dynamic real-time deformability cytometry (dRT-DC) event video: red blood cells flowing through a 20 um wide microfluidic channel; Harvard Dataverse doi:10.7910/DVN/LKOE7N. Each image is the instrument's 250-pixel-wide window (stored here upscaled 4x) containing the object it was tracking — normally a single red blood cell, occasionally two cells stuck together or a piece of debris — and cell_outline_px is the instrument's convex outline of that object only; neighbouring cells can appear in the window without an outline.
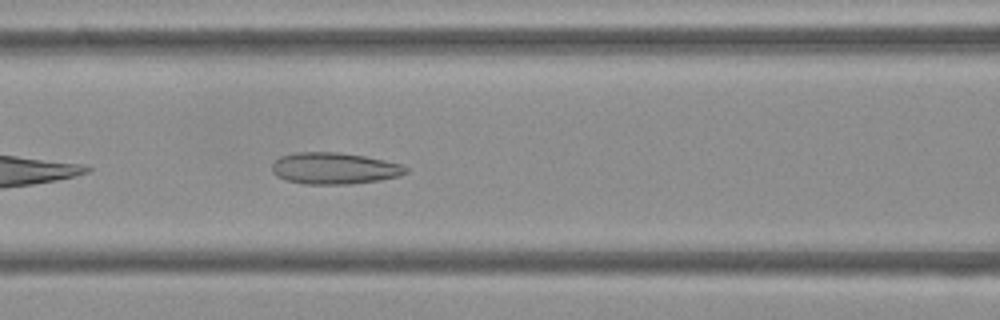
{"species": "Egyptian fruit bat (a non-hibernating species)", "species_latin": "Rousettus aegyptiacus", "temperature_condition": "cold", "stored_images_in_passage": 25, "camera_frame_rate_fps": 3000, "um_per_image_px": 0.085, "frame": {"image": 1, "passage_image": 8, "time_ms": 2.333, "image_size_px": [1000, 320], "cell_outline_px": [[408, 172], [400, 176], [380, 180], [348, 184], [304, 184], [284, 180], [276, 176], [272, 172], [272, 164], [280, 156], [296, 152], [340, 152], [364, 156], [404, 164], [408, 168]], "centroid_in_image_um": [28.42, 14.31], "position_along_channel_um": 138.2, "area_um2": 24.85}}
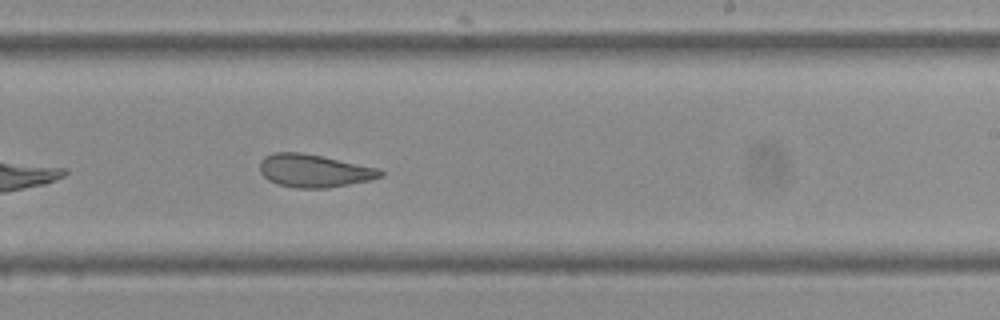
{"frame": {"image": 2, "passage_image": 18, "time_ms": 5.667, "image_size_px": [1000, 320], "cell_outline_px": [[384, 176], [368, 180], [328, 188], [296, 188], [276, 184], [268, 180], [260, 172], [260, 160], [264, 156], [276, 152], [300, 152], [380, 168], [384, 172]], "centroid_in_image_um": [26.68, 14.52], "position_along_channel_um": 262.3, "area_um2": 23.12}}
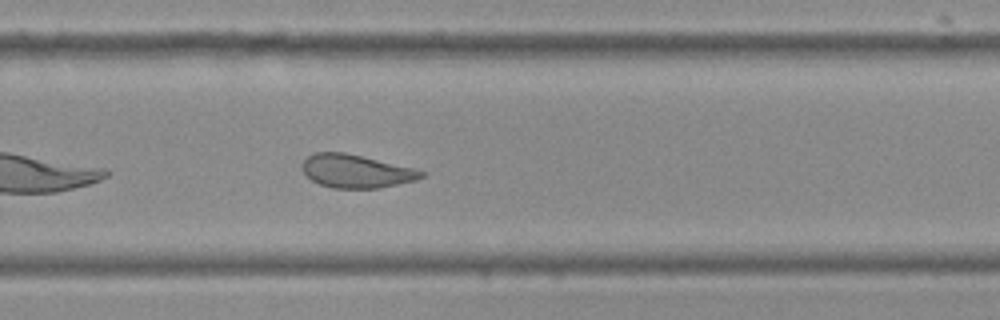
{"frame": {"image": 3, "passage_image": 21, "time_ms": 6.667, "image_size_px": [1000, 320], "cell_outline_px": [[424, 176], [416, 180], [380, 188], [332, 188], [320, 184], [312, 180], [304, 172], [304, 160], [312, 152], [344, 152], [412, 168], [424, 172]], "centroid_in_image_um": [30.26, 14.55], "position_along_channel_um": 299.5, "area_um2": 22.66}}